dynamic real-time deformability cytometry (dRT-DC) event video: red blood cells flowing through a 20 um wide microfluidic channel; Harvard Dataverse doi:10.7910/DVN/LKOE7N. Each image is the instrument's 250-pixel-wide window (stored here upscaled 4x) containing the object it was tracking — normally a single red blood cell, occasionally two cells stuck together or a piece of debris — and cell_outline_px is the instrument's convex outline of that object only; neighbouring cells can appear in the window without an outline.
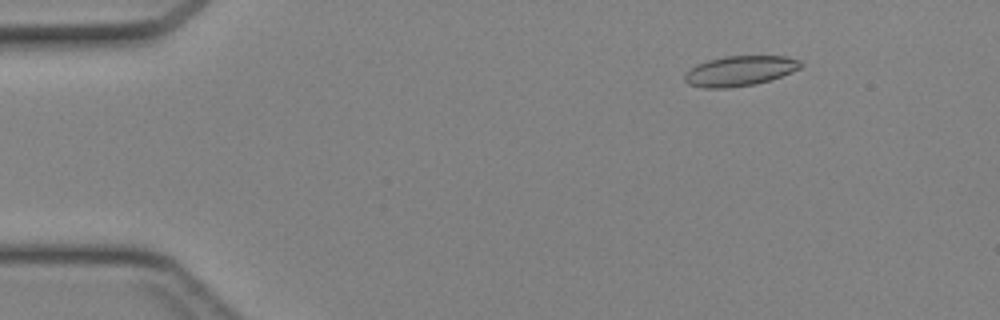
{"species": "Egyptian fruit bat (a non-hibernating species)", "species_latin": "Rousettus aegyptiacus", "temperature_condition": "cold", "stored_images_in_passage": 45, "camera_frame_rate_fps": 3000, "um_per_image_px": 0.085, "animal": {"sex": "female"}, "frame": {"image": 1, "passage_image": 6, "time_ms": 1.667, "image_size_px": [1000, 320], "cell_outline_px": [[804, 64], [800, 68], [792, 72], [756, 84], [728, 88], [704, 88], [688, 84], [684, 80], [684, 76], [696, 64], [708, 60], [724, 56], [784, 56], [800, 60]], "centroid_in_image_um": [62.89, 6.02], "position_along_channel_um": 22.1, "area_um2": 20.29}}
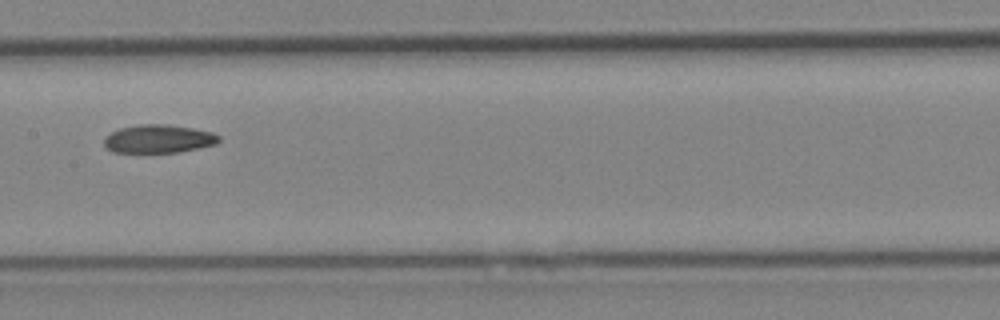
{"frame": {"image": 2, "passage_image": 23, "time_ms": 7.333, "image_size_px": [1000, 320], "cell_outline_px": [[220, 140], [216, 144], [180, 152], [112, 152], [104, 148], [104, 136], [120, 128], [140, 124], [168, 124], [192, 128], [212, 132], [220, 136]], "centroid_in_image_um": [13.45, 11.8], "position_along_channel_um": 193.9, "area_um2": 19.02}}
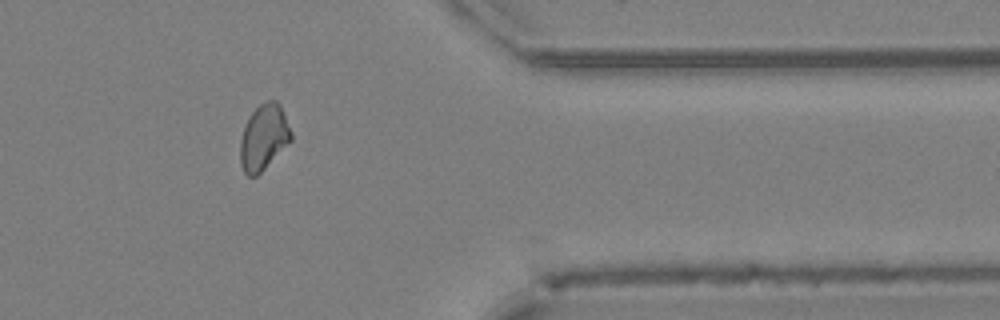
{"frame": {"image": 3, "passage_image": 37, "time_ms": 12.0, "image_size_px": [1000, 320], "cell_outline_px": [[292, 140], [256, 176], [248, 176], [244, 172], [240, 164], [240, 140], [244, 124], [252, 112], [260, 104], [268, 100], [276, 100], [280, 104], [292, 132]], "centroid_in_image_um": [22.41, 11.65], "position_along_channel_um": 389.0, "area_um2": 19.42}}